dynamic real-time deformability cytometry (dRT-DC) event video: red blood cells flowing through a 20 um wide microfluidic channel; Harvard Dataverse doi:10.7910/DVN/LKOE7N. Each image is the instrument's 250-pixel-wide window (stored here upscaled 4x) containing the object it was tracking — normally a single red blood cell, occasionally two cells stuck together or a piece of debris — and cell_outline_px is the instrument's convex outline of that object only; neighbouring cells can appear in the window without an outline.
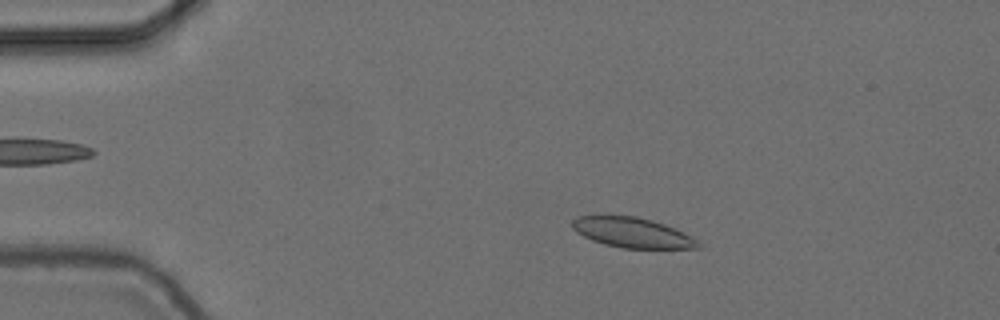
{"species": "common noctule bat (a hibernating species)", "species_latin": "Nyctalus noctula", "temperature_condition": "cold", "stored_images_in_passage": 55, "camera_frame_rate_fps": 3000, "um_per_image_px": 0.085, "animal": {"sex": "female", "body_mass_g": 24.6, "forearm_length_mm": 56.2}, "frame": {"image": 1, "passage_image": 10, "time_ms": 3.0, "image_size_px": [1000, 320], "cell_outline_px": [[704, 248], [624, 248], [604, 244], [592, 240], [576, 232], [572, 228], [572, 220], [576, 216], [636, 216], [652, 220], [664, 224], [704, 244]], "centroid_in_image_um": [53.73, 19.78], "position_along_channel_um": 31.3, "area_um2": 21.79}}
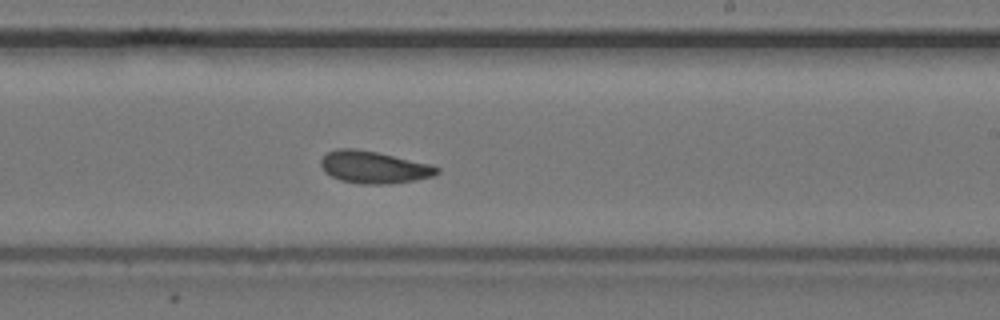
{"frame": {"image": 2, "passage_image": 33, "time_ms": 10.667, "image_size_px": [1000, 320], "cell_outline_px": [[440, 172], [432, 176], [416, 180], [388, 184], [360, 184], [340, 180], [324, 172], [320, 164], [320, 160], [328, 152], [336, 148], [356, 148], [376, 152], [432, 164], [440, 168]], "centroid_in_image_um": [31.77, 14.21], "position_along_channel_um": 257.2, "area_um2": 21.91}}
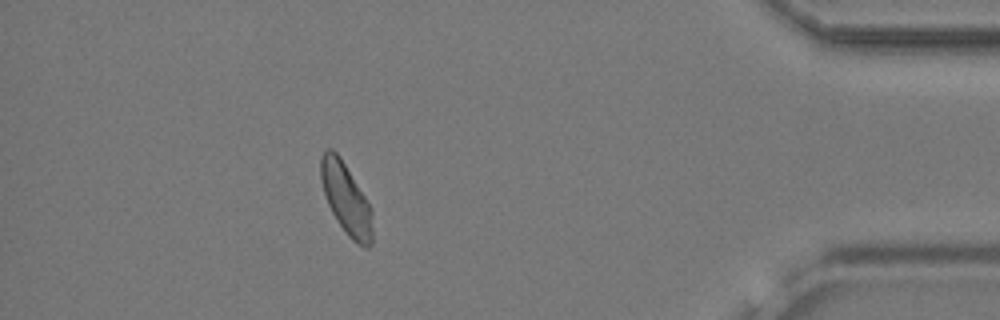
{"frame": {"image": 3, "passage_image": 49, "time_ms": 16.0, "image_size_px": [1000, 320], "cell_outline_px": [[372, 244], [368, 248], [364, 248], [356, 244], [348, 236], [336, 220], [328, 204], [320, 180], [320, 156], [328, 148], [332, 148], [340, 156], [368, 200], [372, 208]], "centroid_in_image_um": [29.43, 16.91], "position_along_channel_um": 405.8, "area_um2": 21.73}, "authors_computed_cell_mechanics": {"area_um2": 21.7906, "velocity_mm_per_s": 3.6877, "shape_relaxation_time_tau1_ms": 5.3485, "shape_relaxation_time_tau2_ms": 3.2877, "deformation_change_tau1": 0.107, "deformation_change_tau2": 0.0526}}